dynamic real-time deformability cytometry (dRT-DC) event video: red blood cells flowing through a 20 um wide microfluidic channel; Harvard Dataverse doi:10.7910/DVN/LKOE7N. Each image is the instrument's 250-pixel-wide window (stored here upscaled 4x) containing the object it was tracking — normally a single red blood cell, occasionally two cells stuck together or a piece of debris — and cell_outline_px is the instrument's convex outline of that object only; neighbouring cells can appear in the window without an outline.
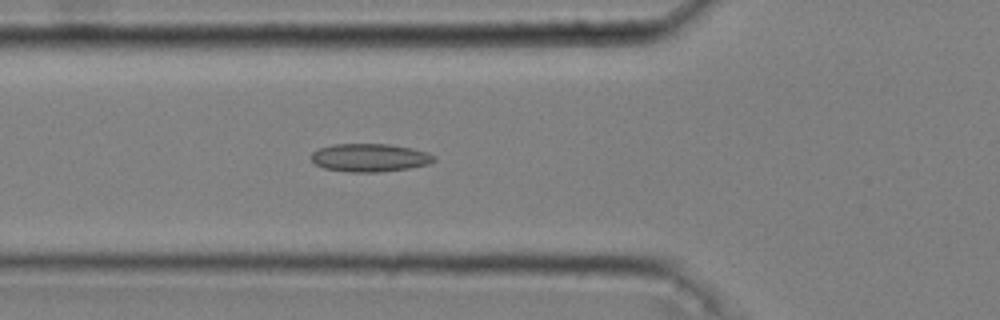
{"species": "common noctule bat (a hibernating species)", "species_latin": "Nyctalus noctula", "temperature_condition": "cold", "stored_images_in_passage": 52, "camera_frame_rate_fps": 3000, "um_per_image_px": 0.085, "animal": {"sex": "male", "body_mass_g": 20.4}, "frame": {"image": 1, "passage_image": 19, "time_ms": 6.0, "image_size_px": [1000, 320], "cell_outline_px": [[436, 160], [428, 164], [408, 168], [376, 172], [348, 172], [324, 168], [316, 164], [312, 160], [312, 152], [320, 148], [332, 144], [388, 144], [412, 148], [428, 152], [436, 156]], "centroid_in_image_um": [31.45, 13.4], "position_along_channel_um": 94.4, "area_um2": 20.06}}
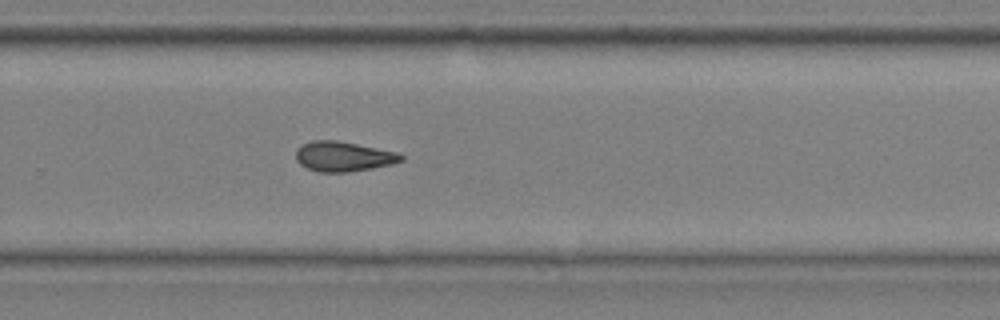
{"frame": {"image": 2, "passage_image": 36, "time_ms": 11.667, "image_size_px": [1000, 320], "cell_outline_px": [[404, 160], [392, 164], [372, 168], [348, 172], [320, 172], [308, 168], [300, 164], [296, 160], [296, 148], [300, 144], [312, 140], [336, 140], [396, 152], [404, 156]], "centroid_in_image_um": [29.15, 13.29], "position_along_channel_um": 300.6, "area_um2": 18.32}}
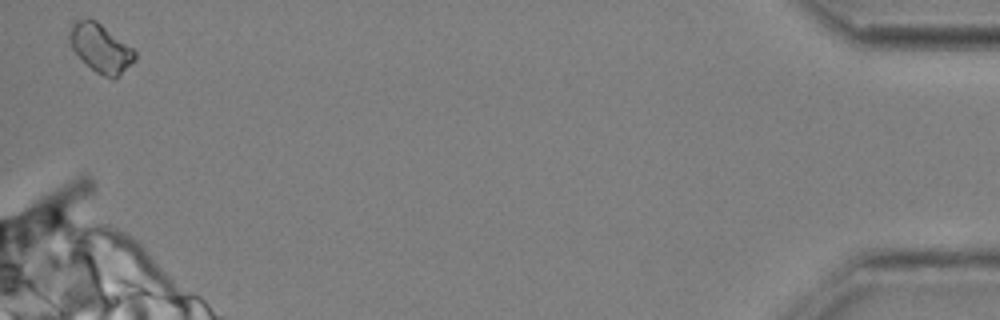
{"frame": {"image": 3, "passage_image": 52, "time_ms": 17.0, "image_size_px": [1000, 320], "cell_outline_px": [[136, 60], [120, 76], [104, 76], [96, 72], [72, 48], [68, 36], [68, 32], [72, 24], [80, 20], [96, 20], [132, 48], [136, 52]], "centroid_in_image_um": [8.58, 4.09], "position_along_channel_um": 426.6, "area_um2": 17.86}}